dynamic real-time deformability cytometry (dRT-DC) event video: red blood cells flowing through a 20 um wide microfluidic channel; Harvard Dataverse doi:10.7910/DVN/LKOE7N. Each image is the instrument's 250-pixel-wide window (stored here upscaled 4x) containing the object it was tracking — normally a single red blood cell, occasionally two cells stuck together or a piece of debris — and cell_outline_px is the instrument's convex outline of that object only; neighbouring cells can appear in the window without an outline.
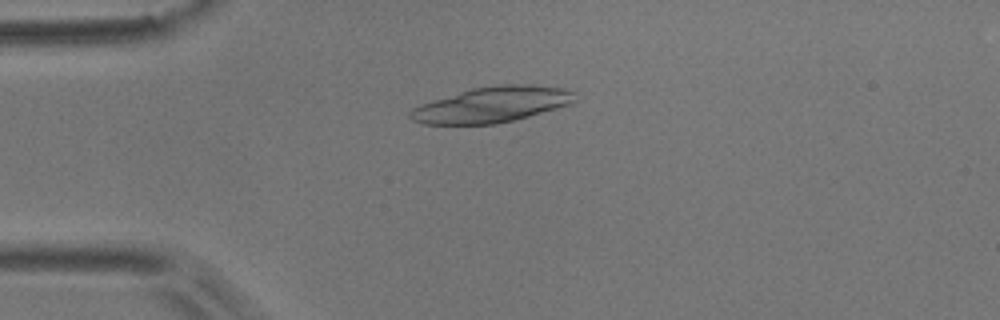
{"species": "common noctule bat (a hibernating species)", "species_latin": "Nyctalus noctula", "temperature_condition": "room temperature", "stored_images_in_passage": 5, "camera_frame_rate_fps": 3000, "um_per_image_px": 0.085, "animal": {"sex": "male", "body_mass_g": 17.9}, "frame": {"image": 1, "passage_image": 4, "time_ms": 1.0, "image_size_px": [1000, 320], "cell_outline_px": [[576, 92], [572, 100], [568, 104], [556, 108], [516, 120], [496, 124], [424, 124], [412, 120], [408, 116], [408, 112], [412, 108], [472, 88], [504, 84], [528, 84], [564, 88]], "centroid_in_image_um": [41.82, 8.9], "position_along_channel_um": 43.2, "area_um2": 33.7}}